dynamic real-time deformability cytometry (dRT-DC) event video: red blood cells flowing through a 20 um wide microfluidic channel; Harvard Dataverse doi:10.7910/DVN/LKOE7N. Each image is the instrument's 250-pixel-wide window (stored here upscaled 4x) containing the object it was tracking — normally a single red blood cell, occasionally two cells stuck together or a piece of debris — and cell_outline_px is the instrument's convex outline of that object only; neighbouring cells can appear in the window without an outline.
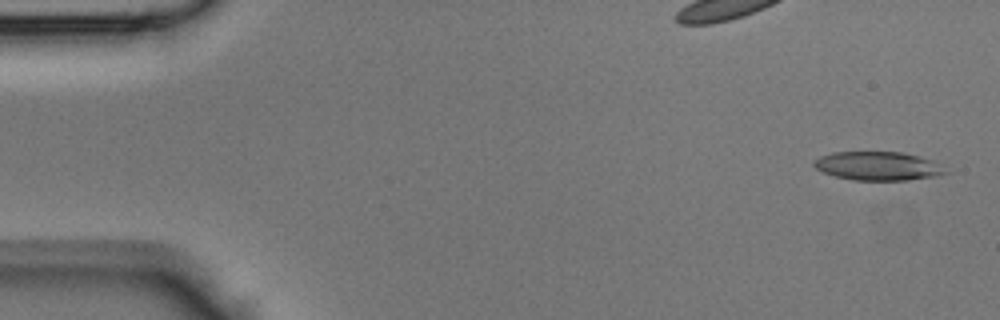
{"species": "Egyptian fruit bat (a non-hibernating species)", "species_latin": "Rousettus aegyptiacus", "temperature_condition": "room temperature", "stored_images_in_passage": 44, "camera_frame_rate_fps": 3000, "um_per_image_px": 0.085, "animal": {"sex": "male"}, "frame": {"image": 1, "passage_image": 2, "time_ms": 0.333, "image_size_px": [1000, 320], "cell_outline_px": [[948, 172], [936, 176], [908, 180], [852, 180], [836, 176], [824, 172], [816, 168], [812, 164], [812, 160], [820, 156], [832, 152], [900, 152], [920, 156], [932, 160]], "centroid_in_image_um": [74.58, 14.1], "position_along_channel_um": 10.4, "area_um2": 21.91}}
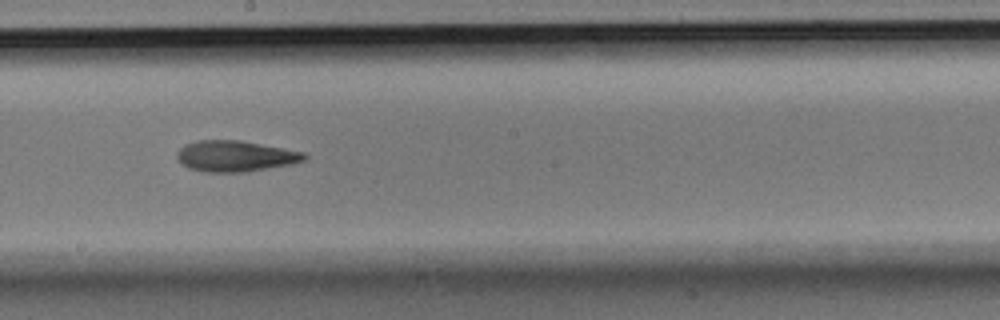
{"frame": {"image": 2, "passage_image": 24, "time_ms": 7.667, "image_size_px": [1000, 320], "cell_outline_px": [[308, 156], [304, 160], [292, 164], [248, 172], [204, 172], [188, 168], [176, 156], [176, 152], [184, 144], [196, 140], [240, 140], [304, 152]], "centroid_in_image_um": [20.0, 13.27], "position_along_channel_um": 228.2, "area_um2": 23.06}}
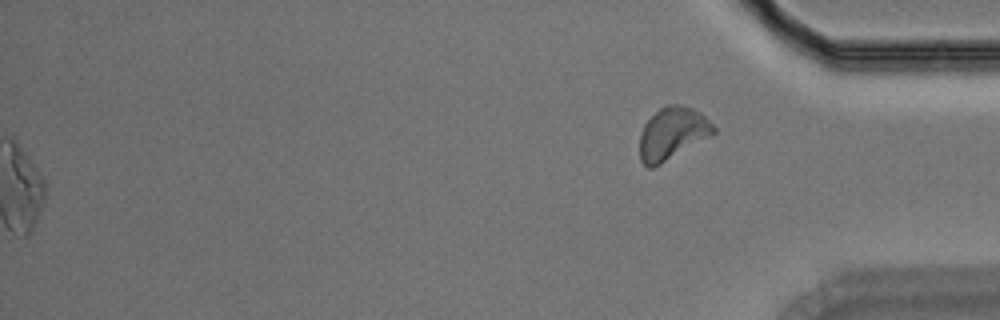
{"frame": {"image": 3, "passage_image": 44, "time_ms": 14.333, "image_size_px": [1000, 320], "cell_outline_px": [[716, 132], [660, 164], [652, 168], [648, 168], [640, 160], [640, 132], [644, 124], [660, 108], [668, 104], [680, 104], [692, 108], [700, 112], [716, 128]], "centroid_in_image_um": [57.13, 11.33], "position_along_channel_um": 378.1, "area_um2": 22.14}}